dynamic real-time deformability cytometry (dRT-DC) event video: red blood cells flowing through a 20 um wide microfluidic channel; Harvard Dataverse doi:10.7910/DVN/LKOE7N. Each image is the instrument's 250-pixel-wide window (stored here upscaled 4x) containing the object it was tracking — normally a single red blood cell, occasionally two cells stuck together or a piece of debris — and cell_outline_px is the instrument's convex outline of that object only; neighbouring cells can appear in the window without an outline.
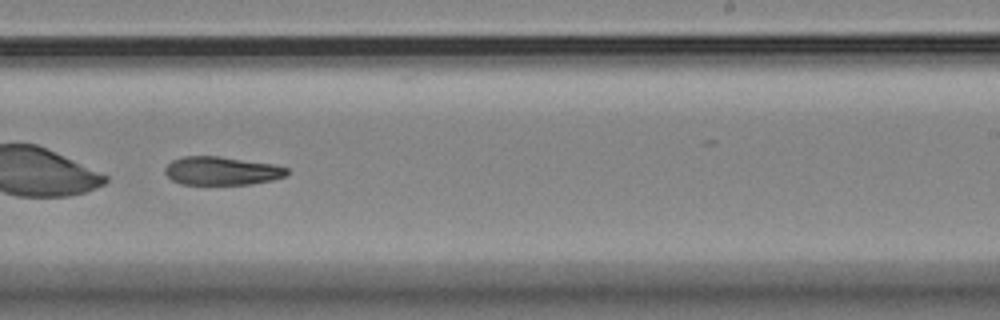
{"species": "Egyptian fruit bat (a non-hibernating species)", "species_latin": "Rousettus aegyptiacus", "temperature_condition": "room temperature", "stored_images_in_passage": 45, "camera_frame_rate_fps": 3000, "um_per_image_px": 0.085, "animal": {"sex": "female"}, "frame": {"image": 1, "passage_image": 32, "time_ms": 10.333, "image_size_px": [1000, 320], "cell_outline_px": [[288, 176], [272, 180], [252, 184], [180, 184], [172, 180], [164, 172], [164, 168], [172, 160], [184, 156], [220, 156], [272, 164], [288, 168]], "centroid_in_image_um": [18.85, 14.52], "position_along_channel_um": 270.2, "area_um2": 20.23}}
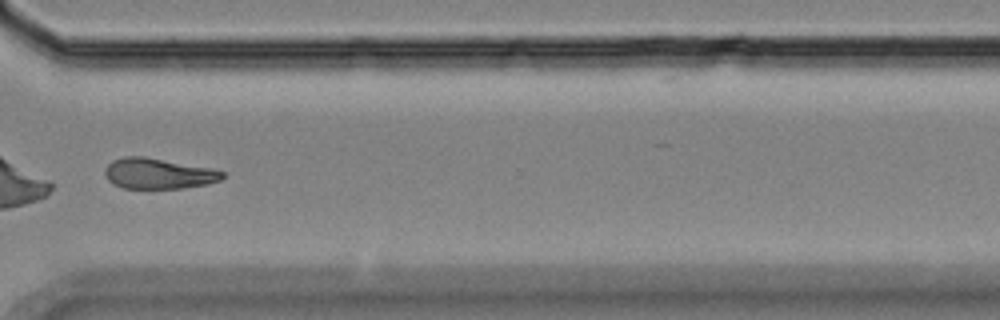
{"frame": {"image": 2, "passage_image": 39, "time_ms": 12.667, "image_size_px": [1000, 320], "cell_outline_px": [[224, 176], [220, 180], [208, 184], [184, 188], [124, 188], [112, 184], [108, 180], [104, 172], [104, 168], [112, 160], [124, 156], [144, 156], [212, 168], [224, 172]], "centroid_in_image_um": [13.44, 14.75], "position_along_channel_um": 357.2, "area_um2": 21.1}}